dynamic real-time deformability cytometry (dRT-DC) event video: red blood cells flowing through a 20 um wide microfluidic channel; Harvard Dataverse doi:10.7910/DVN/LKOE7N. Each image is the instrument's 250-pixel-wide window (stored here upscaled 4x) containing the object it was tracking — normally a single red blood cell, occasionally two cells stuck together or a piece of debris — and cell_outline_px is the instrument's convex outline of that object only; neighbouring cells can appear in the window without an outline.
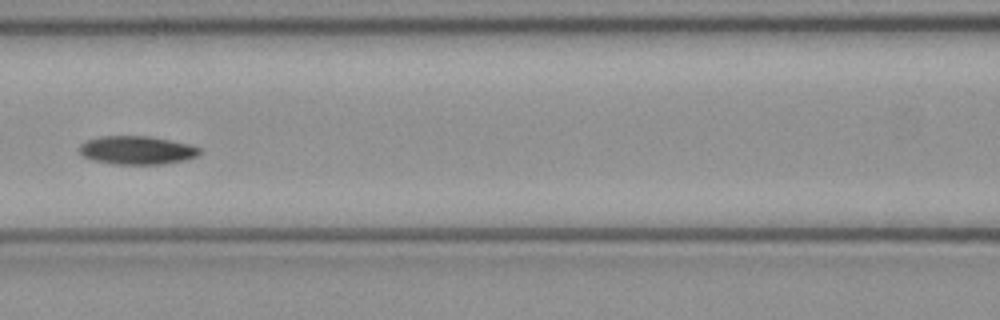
{"species": "common noctule bat (a hibernating species)", "species_latin": "Nyctalus noctula", "temperature_condition": "cold", "stored_images_in_passage": 6, "camera_frame_rate_fps": 3000, "um_per_image_px": 0.085, "animal": {"sex": "female", "body_mass_g": 21.9}, "frame": {"image": 1, "passage_image": 6, "time_ms": 1.667, "image_size_px": [1000, 320], "cell_outline_px": [[200, 152], [196, 156], [184, 160], [164, 164], [112, 164], [92, 160], [80, 156], [80, 144], [88, 140], [100, 136], [148, 136], [188, 144], [200, 148]], "centroid_in_image_um": [11.59, 12.77], "position_along_channel_um": 155.0, "area_um2": 19.83}}